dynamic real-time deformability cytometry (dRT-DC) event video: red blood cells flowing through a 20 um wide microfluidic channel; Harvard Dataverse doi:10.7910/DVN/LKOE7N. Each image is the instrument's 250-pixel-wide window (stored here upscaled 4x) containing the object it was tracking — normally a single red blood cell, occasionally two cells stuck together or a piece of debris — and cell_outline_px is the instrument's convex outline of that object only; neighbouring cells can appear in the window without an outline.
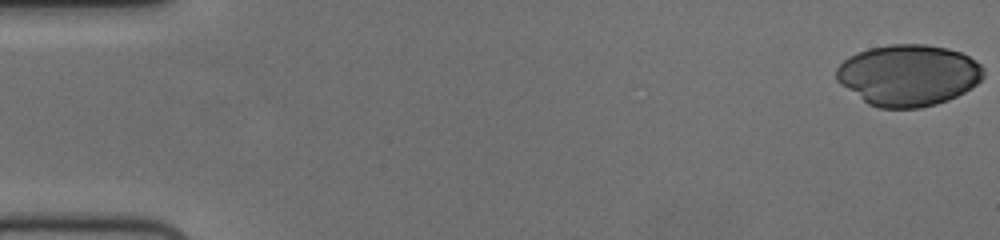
{"species": "human", "species_latin": "Homo sapiens", "temperature_condition": "cold", "stored_images_in_passage": 17, "camera_frame_rate_fps": 3000, "um_per_image_px": 0.085, "donor": {"sex": "female"}, "frame": {"image": 1, "passage_image": 1, "time_ms": 0.0, "image_size_px": [1000, 240], "cell_outline_px": [[984, 76], [976, 84], [964, 92], [948, 100], [936, 104], [920, 108], [880, 108], [868, 104], [840, 84], [836, 80], [836, 68], [848, 56], [856, 52], [868, 48], [888, 44], [924, 44], [948, 48], [960, 52], [968, 56], [980, 64], [984, 68]], "centroid_in_image_um": [77.19, 6.38], "position_along_channel_um": 7.8, "area_um2": 52.77}}
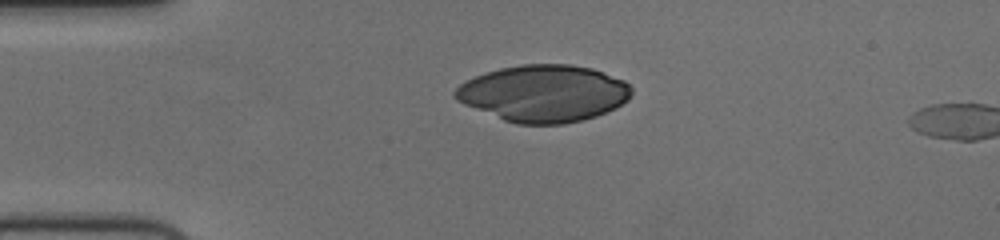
{"frame": {"image": 2, "passage_image": 14, "time_ms": 4.333, "image_size_px": [1000, 240], "cell_outline_px": [[632, 92], [628, 100], [616, 108], [596, 116], [584, 120], [564, 124], [516, 124], [504, 120], [464, 104], [456, 100], [452, 96], [452, 92], [460, 84], [476, 76], [500, 68], [520, 64], [572, 64], [592, 68], [604, 72], [624, 80], [632, 88]], "centroid_in_image_um": [46.23, 7.94], "position_along_channel_um": 38.8, "area_um2": 58.67}}